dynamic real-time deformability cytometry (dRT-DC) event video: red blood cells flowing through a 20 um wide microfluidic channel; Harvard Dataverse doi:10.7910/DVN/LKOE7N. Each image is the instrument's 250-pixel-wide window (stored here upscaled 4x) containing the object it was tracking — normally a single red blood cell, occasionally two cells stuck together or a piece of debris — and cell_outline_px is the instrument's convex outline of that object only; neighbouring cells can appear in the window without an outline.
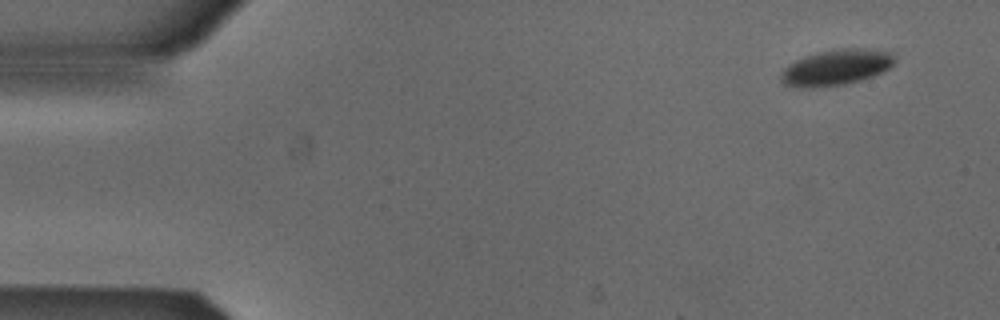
{"species": "Egyptian fruit bat (a non-hibernating species)", "species_latin": "Rousettus aegyptiacus", "temperature_condition": "cold", "stored_images_in_passage": 4, "camera_frame_rate_fps": 3000, "um_per_image_px": 0.085, "animal": {"sex": "male"}, "frame": {"image": 1, "passage_image": 1, "time_ms": 0.0, "image_size_px": [1000, 320], "cell_outline_px": [[896, 60], [888, 68], [872, 76], [860, 80], [844, 84], [812, 88], [800, 88], [784, 84], [780, 80], [780, 72], [788, 64], [796, 60], [816, 52], [836, 48], [864, 48], [892, 52]], "centroid_in_image_um": [71.04, 5.72], "position_along_channel_um": 14.0, "area_um2": 23.81}}